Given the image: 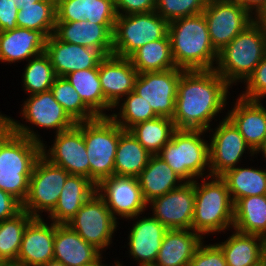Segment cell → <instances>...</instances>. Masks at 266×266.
Instances as JSON below:
<instances>
[{
	"mask_svg": "<svg viewBox=\"0 0 266 266\" xmlns=\"http://www.w3.org/2000/svg\"><path fill=\"white\" fill-rule=\"evenodd\" d=\"M232 87L211 70H184L181 74L172 118L176 129L205 130L226 110ZM222 111V112H221Z\"/></svg>",
	"mask_w": 266,
	"mask_h": 266,
	"instance_id": "cell-1",
	"label": "cell"
},
{
	"mask_svg": "<svg viewBox=\"0 0 266 266\" xmlns=\"http://www.w3.org/2000/svg\"><path fill=\"white\" fill-rule=\"evenodd\" d=\"M42 155V145L12 132L0 120V189L21 203L28 193L29 179Z\"/></svg>",
	"mask_w": 266,
	"mask_h": 266,
	"instance_id": "cell-2",
	"label": "cell"
},
{
	"mask_svg": "<svg viewBox=\"0 0 266 266\" xmlns=\"http://www.w3.org/2000/svg\"><path fill=\"white\" fill-rule=\"evenodd\" d=\"M168 36L177 68L183 70L215 69L218 52L211 44L203 13L169 22Z\"/></svg>",
	"mask_w": 266,
	"mask_h": 266,
	"instance_id": "cell-3",
	"label": "cell"
},
{
	"mask_svg": "<svg viewBox=\"0 0 266 266\" xmlns=\"http://www.w3.org/2000/svg\"><path fill=\"white\" fill-rule=\"evenodd\" d=\"M234 203L220 176L195 180V206L191 230L202 237L233 230Z\"/></svg>",
	"mask_w": 266,
	"mask_h": 266,
	"instance_id": "cell-4",
	"label": "cell"
},
{
	"mask_svg": "<svg viewBox=\"0 0 266 266\" xmlns=\"http://www.w3.org/2000/svg\"><path fill=\"white\" fill-rule=\"evenodd\" d=\"M21 106L20 116L23 118L22 122L25 119L26 121L24 122L28 123L29 126L1 112L0 120L12 132L38 142L41 145L46 141H43L42 136L40 137L37 130V133L33 130L35 127L49 129V131L54 129V135H56L71 129L77 124L57 102L51 90L29 95ZM30 124L31 126L34 125V127H31Z\"/></svg>",
	"mask_w": 266,
	"mask_h": 266,
	"instance_id": "cell-5",
	"label": "cell"
},
{
	"mask_svg": "<svg viewBox=\"0 0 266 266\" xmlns=\"http://www.w3.org/2000/svg\"><path fill=\"white\" fill-rule=\"evenodd\" d=\"M206 132L176 129L157 156L185 182L210 176L209 141L204 137Z\"/></svg>",
	"mask_w": 266,
	"mask_h": 266,
	"instance_id": "cell-6",
	"label": "cell"
},
{
	"mask_svg": "<svg viewBox=\"0 0 266 266\" xmlns=\"http://www.w3.org/2000/svg\"><path fill=\"white\" fill-rule=\"evenodd\" d=\"M266 53V36L252 22L218 52L215 71L232 87L244 83Z\"/></svg>",
	"mask_w": 266,
	"mask_h": 266,
	"instance_id": "cell-7",
	"label": "cell"
},
{
	"mask_svg": "<svg viewBox=\"0 0 266 266\" xmlns=\"http://www.w3.org/2000/svg\"><path fill=\"white\" fill-rule=\"evenodd\" d=\"M124 130L110 117L83 122V138L90 164V180L97 186L114 175V164L120 134Z\"/></svg>",
	"mask_w": 266,
	"mask_h": 266,
	"instance_id": "cell-8",
	"label": "cell"
},
{
	"mask_svg": "<svg viewBox=\"0 0 266 266\" xmlns=\"http://www.w3.org/2000/svg\"><path fill=\"white\" fill-rule=\"evenodd\" d=\"M167 34L168 22L155 11L117 15L112 54L129 58L141 46L162 39Z\"/></svg>",
	"mask_w": 266,
	"mask_h": 266,
	"instance_id": "cell-9",
	"label": "cell"
},
{
	"mask_svg": "<svg viewBox=\"0 0 266 266\" xmlns=\"http://www.w3.org/2000/svg\"><path fill=\"white\" fill-rule=\"evenodd\" d=\"M87 243L102 254L113 244L112 237L119 227L104 199L96 192L67 223Z\"/></svg>",
	"mask_w": 266,
	"mask_h": 266,
	"instance_id": "cell-10",
	"label": "cell"
},
{
	"mask_svg": "<svg viewBox=\"0 0 266 266\" xmlns=\"http://www.w3.org/2000/svg\"><path fill=\"white\" fill-rule=\"evenodd\" d=\"M69 175L63 168L51 164L41 155L29 179L28 193L22 209L32 217H42L43 212L49 214L56 206Z\"/></svg>",
	"mask_w": 266,
	"mask_h": 266,
	"instance_id": "cell-11",
	"label": "cell"
},
{
	"mask_svg": "<svg viewBox=\"0 0 266 266\" xmlns=\"http://www.w3.org/2000/svg\"><path fill=\"white\" fill-rule=\"evenodd\" d=\"M224 116L214 129L210 128L207 131L209 134H211L209 131L212 132L208 135L211 176H221L237 167V164L243 160L244 153L250 154L249 157L257 155L246 143L239 130L226 117V113Z\"/></svg>",
	"mask_w": 266,
	"mask_h": 266,
	"instance_id": "cell-12",
	"label": "cell"
},
{
	"mask_svg": "<svg viewBox=\"0 0 266 266\" xmlns=\"http://www.w3.org/2000/svg\"><path fill=\"white\" fill-rule=\"evenodd\" d=\"M203 14L211 44L217 52L253 22V16L231 0H209Z\"/></svg>",
	"mask_w": 266,
	"mask_h": 266,
	"instance_id": "cell-13",
	"label": "cell"
},
{
	"mask_svg": "<svg viewBox=\"0 0 266 266\" xmlns=\"http://www.w3.org/2000/svg\"><path fill=\"white\" fill-rule=\"evenodd\" d=\"M54 137L51 147L46 143L42 144V156L70 175H81L90 179V164L83 138V122H78L71 129L57 133Z\"/></svg>",
	"mask_w": 266,
	"mask_h": 266,
	"instance_id": "cell-14",
	"label": "cell"
},
{
	"mask_svg": "<svg viewBox=\"0 0 266 266\" xmlns=\"http://www.w3.org/2000/svg\"><path fill=\"white\" fill-rule=\"evenodd\" d=\"M184 70L171 68L165 71L138 73L134 92L150 104L158 117L172 119L175 113L177 87Z\"/></svg>",
	"mask_w": 266,
	"mask_h": 266,
	"instance_id": "cell-15",
	"label": "cell"
},
{
	"mask_svg": "<svg viewBox=\"0 0 266 266\" xmlns=\"http://www.w3.org/2000/svg\"><path fill=\"white\" fill-rule=\"evenodd\" d=\"M96 192L117 220L144 214L148 209L136 177L113 175L103 179L97 185Z\"/></svg>",
	"mask_w": 266,
	"mask_h": 266,
	"instance_id": "cell-16",
	"label": "cell"
},
{
	"mask_svg": "<svg viewBox=\"0 0 266 266\" xmlns=\"http://www.w3.org/2000/svg\"><path fill=\"white\" fill-rule=\"evenodd\" d=\"M152 216L168 230L191 229L195 206V181L156 197L147 203ZM150 205V206H149Z\"/></svg>",
	"mask_w": 266,
	"mask_h": 266,
	"instance_id": "cell-17",
	"label": "cell"
},
{
	"mask_svg": "<svg viewBox=\"0 0 266 266\" xmlns=\"http://www.w3.org/2000/svg\"><path fill=\"white\" fill-rule=\"evenodd\" d=\"M141 215L126 219V221L135 220L128 233V255L136 263L138 262V266H154L164 234L168 229L152 215L148 217Z\"/></svg>",
	"mask_w": 266,
	"mask_h": 266,
	"instance_id": "cell-18",
	"label": "cell"
},
{
	"mask_svg": "<svg viewBox=\"0 0 266 266\" xmlns=\"http://www.w3.org/2000/svg\"><path fill=\"white\" fill-rule=\"evenodd\" d=\"M44 52L57 77H65L77 70L99 68L100 61L105 57L99 50L63 42L54 34L46 38Z\"/></svg>",
	"mask_w": 266,
	"mask_h": 266,
	"instance_id": "cell-19",
	"label": "cell"
},
{
	"mask_svg": "<svg viewBox=\"0 0 266 266\" xmlns=\"http://www.w3.org/2000/svg\"><path fill=\"white\" fill-rule=\"evenodd\" d=\"M54 238L55 223L34 217L24 231L16 266H42L54 260Z\"/></svg>",
	"mask_w": 266,
	"mask_h": 266,
	"instance_id": "cell-20",
	"label": "cell"
},
{
	"mask_svg": "<svg viewBox=\"0 0 266 266\" xmlns=\"http://www.w3.org/2000/svg\"><path fill=\"white\" fill-rule=\"evenodd\" d=\"M235 100L226 117L257 154L266 143V107L261 100H249L240 95Z\"/></svg>",
	"mask_w": 266,
	"mask_h": 266,
	"instance_id": "cell-21",
	"label": "cell"
},
{
	"mask_svg": "<svg viewBox=\"0 0 266 266\" xmlns=\"http://www.w3.org/2000/svg\"><path fill=\"white\" fill-rule=\"evenodd\" d=\"M115 24H97L88 20L56 22L54 35L61 41L99 50L112 55Z\"/></svg>",
	"mask_w": 266,
	"mask_h": 266,
	"instance_id": "cell-22",
	"label": "cell"
},
{
	"mask_svg": "<svg viewBox=\"0 0 266 266\" xmlns=\"http://www.w3.org/2000/svg\"><path fill=\"white\" fill-rule=\"evenodd\" d=\"M138 71L129 58L105 56L99 63V78L105 99L114 106L134 90Z\"/></svg>",
	"mask_w": 266,
	"mask_h": 266,
	"instance_id": "cell-23",
	"label": "cell"
},
{
	"mask_svg": "<svg viewBox=\"0 0 266 266\" xmlns=\"http://www.w3.org/2000/svg\"><path fill=\"white\" fill-rule=\"evenodd\" d=\"M234 232L223 242L215 243L228 266L266 265V239L257 234Z\"/></svg>",
	"mask_w": 266,
	"mask_h": 266,
	"instance_id": "cell-24",
	"label": "cell"
},
{
	"mask_svg": "<svg viewBox=\"0 0 266 266\" xmlns=\"http://www.w3.org/2000/svg\"><path fill=\"white\" fill-rule=\"evenodd\" d=\"M54 260L65 266H84L97 261L103 254L85 242L67 224H55Z\"/></svg>",
	"mask_w": 266,
	"mask_h": 266,
	"instance_id": "cell-25",
	"label": "cell"
},
{
	"mask_svg": "<svg viewBox=\"0 0 266 266\" xmlns=\"http://www.w3.org/2000/svg\"><path fill=\"white\" fill-rule=\"evenodd\" d=\"M46 37L37 30L17 27L0 32V62H27L45 51Z\"/></svg>",
	"mask_w": 266,
	"mask_h": 266,
	"instance_id": "cell-26",
	"label": "cell"
},
{
	"mask_svg": "<svg viewBox=\"0 0 266 266\" xmlns=\"http://www.w3.org/2000/svg\"><path fill=\"white\" fill-rule=\"evenodd\" d=\"M203 241L204 237L191 229L167 230L154 266H189Z\"/></svg>",
	"mask_w": 266,
	"mask_h": 266,
	"instance_id": "cell-27",
	"label": "cell"
},
{
	"mask_svg": "<svg viewBox=\"0 0 266 266\" xmlns=\"http://www.w3.org/2000/svg\"><path fill=\"white\" fill-rule=\"evenodd\" d=\"M96 190L97 186L89 178L69 175L56 206L47 218L55 224H67Z\"/></svg>",
	"mask_w": 266,
	"mask_h": 266,
	"instance_id": "cell-28",
	"label": "cell"
},
{
	"mask_svg": "<svg viewBox=\"0 0 266 266\" xmlns=\"http://www.w3.org/2000/svg\"><path fill=\"white\" fill-rule=\"evenodd\" d=\"M116 18L114 0H56V22L115 24Z\"/></svg>",
	"mask_w": 266,
	"mask_h": 266,
	"instance_id": "cell-29",
	"label": "cell"
},
{
	"mask_svg": "<svg viewBox=\"0 0 266 266\" xmlns=\"http://www.w3.org/2000/svg\"><path fill=\"white\" fill-rule=\"evenodd\" d=\"M137 178L142 195L147 203L174 190L185 182L157 155L150 157L147 166Z\"/></svg>",
	"mask_w": 266,
	"mask_h": 266,
	"instance_id": "cell-30",
	"label": "cell"
},
{
	"mask_svg": "<svg viewBox=\"0 0 266 266\" xmlns=\"http://www.w3.org/2000/svg\"><path fill=\"white\" fill-rule=\"evenodd\" d=\"M78 92L84 104L97 117H110L106 111H111L113 106L105 99L99 78V68L77 70L65 76Z\"/></svg>",
	"mask_w": 266,
	"mask_h": 266,
	"instance_id": "cell-31",
	"label": "cell"
},
{
	"mask_svg": "<svg viewBox=\"0 0 266 266\" xmlns=\"http://www.w3.org/2000/svg\"><path fill=\"white\" fill-rule=\"evenodd\" d=\"M151 156L129 130H124L117 145L114 175L137 178Z\"/></svg>",
	"mask_w": 266,
	"mask_h": 266,
	"instance_id": "cell-32",
	"label": "cell"
},
{
	"mask_svg": "<svg viewBox=\"0 0 266 266\" xmlns=\"http://www.w3.org/2000/svg\"><path fill=\"white\" fill-rule=\"evenodd\" d=\"M233 229L266 239V194L247 196L234 203Z\"/></svg>",
	"mask_w": 266,
	"mask_h": 266,
	"instance_id": "cell-33",
	"label": "cell"
},
{
	"mask_svg": "<svg viewBox=\"0 0 266 266\" xmlns=\"http://www.w3.org/2000/svg\"><path fill=\"white\" fill-rule=\"evenodd\" d=\"M240 165L220 176L227 185L233 203L247 196L265 195L266 169Z\"/></svg>",
	"mask_w": 266,
	"mask_h": 266,
	"instance_id": "cell-34",
	"label": "cell"
},
{
	"mask_svg": "<svg viewBox=\"0 0 266 266\" xmlns=\"http://www.w3.org/2000/svg\"><path fill=\"white\" fill-rule=\"evenodd\" d=\"M129 59L138 73L177 68L172 56L168 34L162 39L141 46Z\"/></svg>",
	"mask_w": 266,
	"mask_h": 266,
	"instance_id": "cell-35",
	"label": "cell"
},
{
	"mask_svg": "<svg viewBox=\"0 0 266 266\" xmlns=\"http://www.w3.org/2000/svg\"><path fill=\"white\" fill-rule=\"evenodd\" d=\"M175 130L172 119L156 117L135 124L129 132L151 155H157L170 141Z\"/></svg>",
	"mask_w": 266,
	"mask_h": 266,
	"instance_id": "cell-36",
	"label": "cell"
},
{
	"mask_svg": "<svg viewBox=\"0 0 266 266\" xmlns=\"http://www.w3.org/2000/svg\"><path fill=\"white\" fill-rule=\"evenodd\" d=\"M56 0H41L24 4L17 14V26L40 31L46 38L54 33Z\"/></svg>",
	"mask_w": 266,
	"mask_h": 266,
	"instance_id": "cell-37",
	"label": "cell"
},
{
	"mask_svg": "<svg viewBox=\"0 0 266 266\" xmlns=\"http://www.w3.org/2000/svg\"><path fill=\"white\" fill-rule=\"evenodd\" d=\"M33 218L22 209L0 222V262L16 263L24 231Z\"/></svg>",
	"mask_w": 266,
	"mask_h": 266,
	"instance_id": "cell-38",
	"label": "cell"
},
{
	"mask_svg": "<svg viewBox=\"0 0 266 266\" xmlns=\"http://www.w3.org/2000/svg\"><path fill=\"white\" fill-rule=\"evenodd\" d=\"M22 72V87L29 95L49 91L57 77L45 52L29 59Z\"/></svg>",
	"mask_w": 266,
	"mask_h": 266,
	"instance_id": "cell-39",
	"label": "cell"
},
{
	"mask_svg": "<svg viewBox=\"0 0 266 266\" xmlns=\"http://www.w3.org/2000/svg\"><path fill=\"white\" fill-rule=\"evenodd\" d=\"M115 109H117V112ZM156 117L158 116L154 113L150 104L134 91L116 103L113 106V113H110V118L123 130H129L137 123Z\"/></svg>",
	"mask_w": 266,
	"mask_h": 266,
	"instance_id": "cell-40",
	"label": "cell"
},
{
	"mask_svg": "<svg viewBox=\"0 0 266 266\" xmlns=\"http://www.w3.org/2000/svg\"><path fill=\"white\" fill-rule=\"evenodd\" d=\"M50 90L57 102L76 123L97 118L65 77H56Z\"/></svg>",
	"mask_w": 266,
	"mask_h": 266,
	"instance_id": "cell-41",
	"label": "cell"
},
{
	"mask_svg": "<svg viewBox=\"0 0 266 266\" xmlns=\"http://www.w3.org/2000/svg\"><path fill=\"white\" fill-rule=\"evenodd\" d=\"M209 0H156L155 12L168 23L203 13Z\"/></svg>",
	"mask_w": 266,
	"mask_h": 266,
	"instance_id": "cell-42",
	"label": "cell"
},
{
	"mask_svg": "<svg viewBox=\"0 0 266 266\" xmlns=\"http://www.w3.org/2000/svg\"><path fill=\"white\" fill-rule=\"evenodd\" d=\"M245 86L241 97L249 100H263L266 98V53L254 72L243 83Z\"/></svg>",
	"mask_w": 266,
	"mask_h": 266,
	"instance_id": "cell-43",
	"label": "cell"
},
{
	"mask_svg": "<svg viewBox=\"0 0 266 266\" xmlns=\"http://www.w3.org/2000/svg\"><path fill=\"white\" fill-rule=\"evenodd\" d=\"M203 241L196 249L189 266H228L222 250L214 244H204Z\"/></svg>",
	"mask_w": 266,
	"mask_h": 266,
	"instance_id": "cell-44",
	"label": "cell"
},
{
	"mask_svg": "<svg viewBox=\"0 0 266 266\" xmlns=\"http://www.w3.org/2000/svg\"><path fill=\"white\" fill-rule=\"evenodd\" d=\"M117 15H131L155 11L156 0H114Z\"/></svg>",
	"mask_w": 266,
	"mask_h": 266,
	"instance_id": "cell-45",
	"label": "cell"
},
{
	"mask_svg": "<svg viewBox=\"0 0 266 266\" xmlns=\"http://www.w3.org/2000/svg\"><path fill=\"white\" fill-rule=\"evenodd\" d=\"M19 8L15 0H0V32L16 29Z\"/></svg>",
	"mask_w": 266,
	"mask_h": 266,
	"instance_id": "cell-46",
	"label": "cell"
},
{
	"mask_svg": "<svg viewBox=\"0 0 266 266\" xmlns=\"http://www.w3.org/2000/svg\"><path fill=\"white\" fill-rule=\"evenodd\" d=\"M22 210V203L11 194L0 189V222L11 218Z\"/></svg>",
	"mask_w": 266,
	"mask_h": 266,
	"instance_id": "cell-47",
	"label": "cell"
},
{
	"mask_svg": "<svg viewBox=\"0 0 266 266\" xmlns=\"http://www.w3.org/2000/svg\"><path fill=\"white\" fill-rule=\"evenodd\" d=\"M252 16L257 13L264 5L266 0H235Z\"/></svg>",
	"mask_w": 266,
	"mask_h": 266,
	"instance_id": "cell-48",
	"label": "cell"
},
{
	"mask_svg": "<svg viewBox=\"0 0 266 266\" xmlns=\"http://www.w3.org/2000/svg\"><path fill=\"white\" fill-rule=\"evenodd\" d=\"M253 22L260 31L266 36V5L253 15Z\"/></svg>",
	"mask_w": 266,
	"mask_h": 266,
	"instance_id": "cell-49",
	"label": "cell"
},
{
	"mask_svg": "<svg viewBox=\"0 0 266 266\" xmlns=\"http://www.w3.org/2000/svg\"><path fill=\"white\" fill-rule=\"evenodd\" d=\"M104 259L103 256H101L97 261H95L94 263L92 264H87V265H84V266H110L108 264H104V261L105 260H102ZM112 266H117L116 265V262H114V265L112 264Z\"/></svg>",
	"mask_w": 266,
	"mask_h": 266,
	"instance_id": "cell-50",
	"label": "cell"
},
{
	"mask_svg": "<svg viewBox=\"0 0 266 266\" xmlns=\"http://www.w3.org/2000/svg\"><path fill=\"white\" fill-rule=\"evenodd\" d=\"M41 0H15L17 7L20 9L24 4L35 3Z\"/></svg>",
	"mask_w": 266,
	"mask_h": 266,
	"instance_id": "cell-51",
	"label": "cell"
},
{
	"mask_svg": "<svg viewBox=\"0 0 266 266\" xmlns=\"http://www.w3.org/2000/svg\"><path fill=\"white\" fill-rule=\"evenodd\" d=\"M42 266H65L62 262L51 260L48 263L42 265Z\"/></svg>",
	"mask_w": 266,
	"mask_h": 266,
	"instance_id": "cell-52",
	"label": "cell"
},
{
	"mask_svg": "<svg viewBox=\"0 0 266 266\" xmlns=\"http://www.w3.org/2000/svg\"><path fill=\"white\" fill-rule=\"evenodd\" d=\"M262 153V157L264 158V160H266V143L264 144V146L257 152V154ZM266 162V161H265Z\"/></svg>",
	"mask_w": 266,
	"mask_h": 266,
	"instance_id": "cell-53",
	"label": "cell"
},
{
	"mask_svg": "<svg viewBox=\"0 0 266 266\" xmlns=\"http://www.w3.org/2000/svg\"><path fill=\"white\" fill-rule=\"evenodd\" d=\"M0 266H16V264L11 262H0Z\"/></svg>",
	"mask_w": 266,
	"mask_h": 266,
	"instance_id": "cell-54",
	"label": "cell"
},
{
	"mask_svg": "<svg viewBox=\"0 0 266 266\" xmlns=\"http://www.w3.org/2000/svg\"><path fill=\"white\" fill-rule=\"evenodd\" d=\"M116 265H117V266H124L123 263H120L119 261H117V259H116ZM125 266H126V265H125Z\"/></svg>",
	"mask_w": 266,
	"mask_h": 266,
	"instance_id": "cell-55",
	"label": "cell"
}]
</instances>
